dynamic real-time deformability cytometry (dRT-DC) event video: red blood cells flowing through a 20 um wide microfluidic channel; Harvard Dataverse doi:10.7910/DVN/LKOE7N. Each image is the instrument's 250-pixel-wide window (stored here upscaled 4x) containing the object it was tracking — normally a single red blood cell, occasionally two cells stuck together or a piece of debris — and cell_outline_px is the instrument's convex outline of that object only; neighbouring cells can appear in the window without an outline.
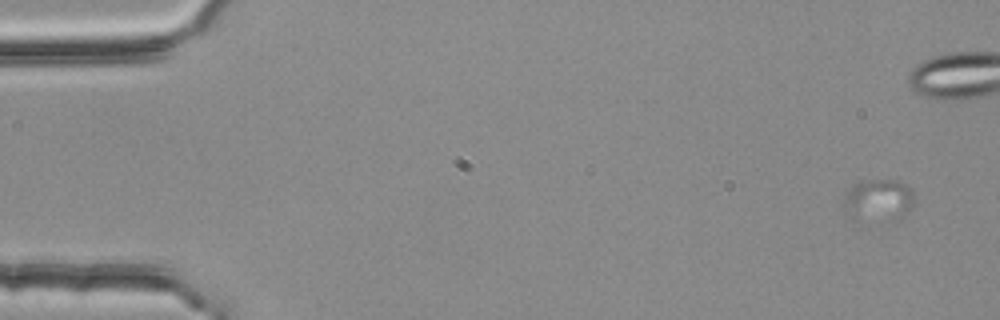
{"species": "common noctule bat (a hibernating species)", "species_latin": "Nyctalus noctula", "temperature_condition": "room temperature", "stored_images_in_passage": 55, "camera_frame_rate_fps": 3000, "um_per_image_px": 0.085, "animal": {"sex": "female", "body_mass_g": 25.1}, "frame": {"image": 1, "passage_image": 1, "time_ms": 0.0, "image_size_px": [1000, 320], "cell_outline_px": [[916, 196], [908, 212], [900, 220], [892, 224], [844, 212], [840, 200], [844, 192], [852, 184], [864, 180], [896, 180], [912, 188]], "centroid_in_image_um": [74.68, 17.0], "position_along_channel_um": 10.3, "area_um2": 17.92}}
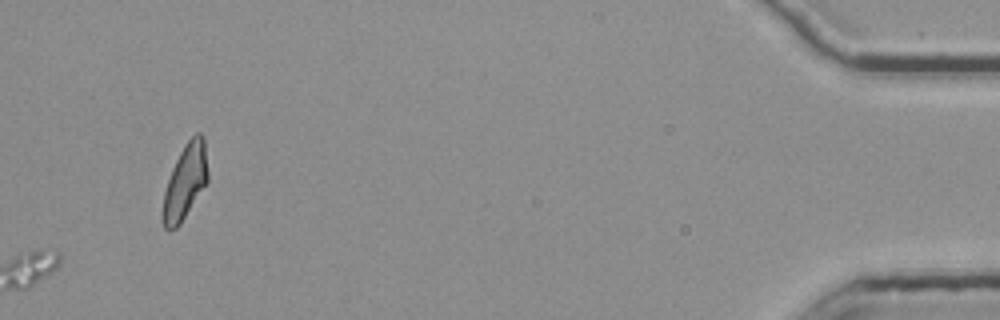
{"frame": {"image": 2, "passage_image": 55, "time_ms": 18.0, "image_size_px": [1000, 320], "cell_outline_px": [[208, 180], [180, 224], [176, 228], [168, 232], [164, 228], [160, 216], [160, 212], [164, 192], [172, 168], [184, 144], [196, 132], [200, 132], [204, 136], [208, 172]], "centroid_in_image_um": [15.71, 15.48], "position_along_channel_um": 419.5, "area_um2": 19.88}}